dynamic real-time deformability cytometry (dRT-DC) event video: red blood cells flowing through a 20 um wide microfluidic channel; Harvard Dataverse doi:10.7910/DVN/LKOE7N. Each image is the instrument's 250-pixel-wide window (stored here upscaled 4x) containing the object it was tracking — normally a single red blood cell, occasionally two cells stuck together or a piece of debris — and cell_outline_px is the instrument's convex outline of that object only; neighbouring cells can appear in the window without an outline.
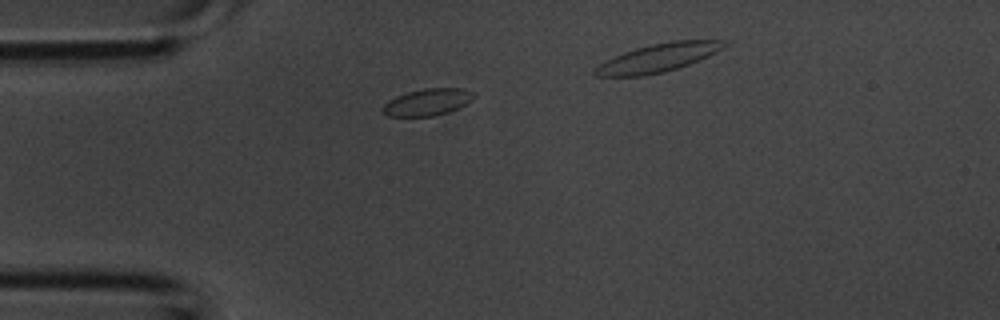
{"species": "common noctule bat (a hibernating species)", "species_latin": "Nyctalus noctula", "temperature_condition": "room temperature", "stored_images_in_passage": 4, "segment_of_instrument_passage": [1, 2], "camera_frame_rate_fps": 3000, "um_per_image_px": 0.085, "animal": {"sex": "male", "body_mass_g": 20.1, "forearm_length_mm": 53.5}, "frame": {"image": 1, "passage_image": 3, "time_ms": 0.667, "image_size_px": [1000, 320], "cell_outline_px": [[476, 96], [472, 100], [448, 112], [432, 116], [388, 116], [380, 108], [388, 100], [396, 96], [408, 92], [424, 88], [464, 88], [472, 92]], "centroid_in_image_um": [36.32, 8.67], "position_along_channel_um": 48.7, "area_um2": 14.16}}